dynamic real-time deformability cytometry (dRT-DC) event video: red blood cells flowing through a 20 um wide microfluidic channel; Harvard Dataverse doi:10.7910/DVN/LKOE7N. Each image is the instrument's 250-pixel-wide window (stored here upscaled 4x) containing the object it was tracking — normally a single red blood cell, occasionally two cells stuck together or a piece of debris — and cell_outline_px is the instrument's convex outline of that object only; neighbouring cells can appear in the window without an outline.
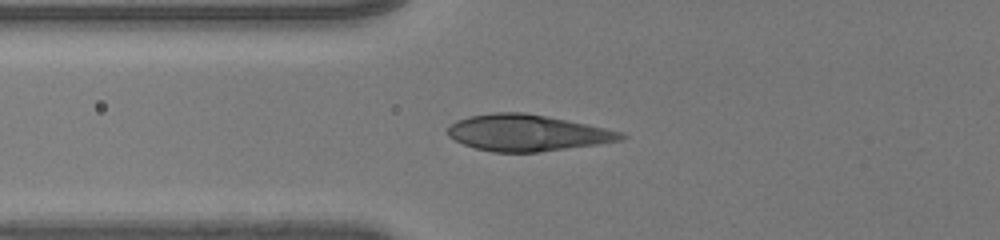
{"species": "human", "species_latin": "Homo sapiens", "temperature_condition": "room temperature", "stored_images_in_passage": 32, "camera_frame_rate_fps": 3000, "um_per_image_px": 0.085, "donor": {"sex": "male"}, "frame": {"image": 1, "passage_image": 2, "time_ms": 0.333, "image_size_px": [1000, 240], "cell_outline_px": [[628, 136], [620, 140], [596, 144], [540, 152], [492, 152], [476, 148], [464, 144], [448, 136], [448, 128], [456, 120], [468, 116], [492, 112], [524, 112], [604, 128], [620, 132]], "centroid_in_image_um": [44.75, 11.29], "position_along_channel_um": 81.0, "area_um2": 36.18}}
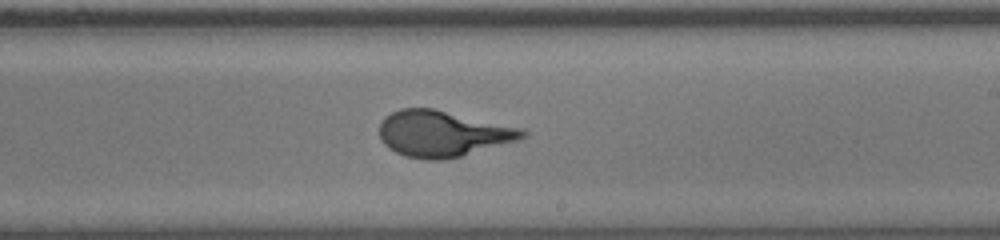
{"frame": {"image": 2, "passage_image": 15, "time_ms": 4.667, "image_size_px": [1000, 240], "cell_outline_px": [[528, 136], [516, 140], [460, 156], [440, 160], [424, 160], [404, 156], [388, 148], [380, 140], [380, 124], [384, 116], [400, 108], [432, 108], [524, 128], [528, 132]], "centroid_in_image_um": [37.6, 11.35], "position_along_channel_um": 251.4, "area_um2": 38.32}}
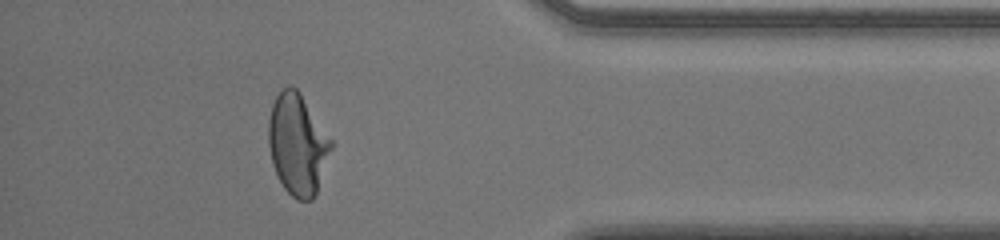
{"frame": {"image": 3, "passage_image": 28, "time_ms": 9.0, "image_size_px": [1000, 240], "cell_outline_px": [[336, 144], [316, 196], [312, 200], [296, 200], [284, 188], [272, 164], [268, 144], [268, 120], [272, 104], [276, 96], [288, 84], [292, 84], [300, 92]], "centroid_in_image_um": [25.34, 12.28], "position_along_channel_um": 409.9, "area_um2": 37.8}, "authors_computed_cell_mechanics": {"area_um2": 37.3677, "velocity_mm_per_s": 4.04, "shape_relaxation_time_tau1_ms": 3.1987, "shape_relaxation_time_tau2_ms": null, "deformation_change_tau1": 0.1895, "deformation_change_tau2": null}}